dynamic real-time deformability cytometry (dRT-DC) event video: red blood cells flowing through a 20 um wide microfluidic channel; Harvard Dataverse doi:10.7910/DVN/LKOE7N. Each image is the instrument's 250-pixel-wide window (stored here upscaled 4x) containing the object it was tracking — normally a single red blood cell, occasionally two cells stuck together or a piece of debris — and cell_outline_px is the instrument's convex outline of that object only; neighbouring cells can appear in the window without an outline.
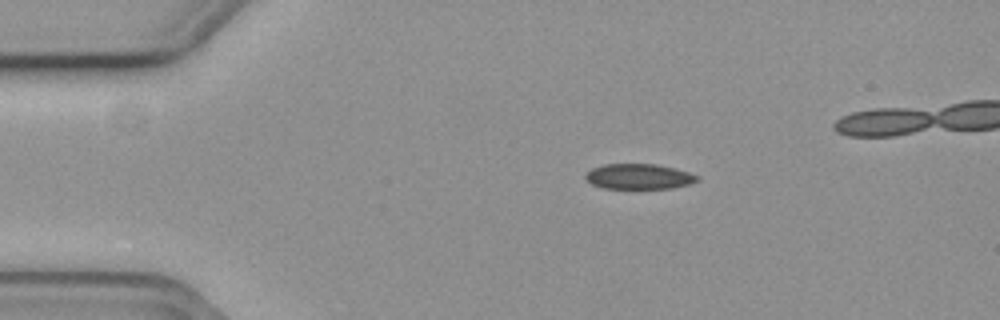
{"species": "common noctule bat (a hibernating species)", "species_latin": "Nyctalus noctula", "temperature_condition": "cold", "stored_images_in_passage": 41, "camera_frame_rate_fps": 3000, "um_per_image_px": 0.085, "animal": {"sex": "female", "body_mass_g": 19.3, "forearm_length_mm": 54.1}, "frame": {"image": 1, "passage_image": 1, "time_ms": 0.0, "image_size_px": [1000, 320], "cell_outline_px": [[700, 180], [688, 184], [672, 188], [604, 188], [592, 184], [584, 176], [592, 168], [604, 164], [656, 164], [676, 168], [700, 176]], "centroid_in_image_um": [54.34, 14.99], "position_along_channel_um": 30.7, "area_um2": 16.42}}
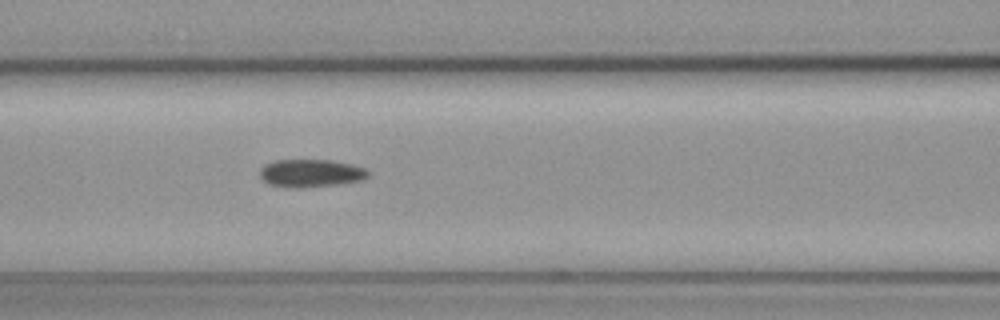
{"frame": {"image": 2, "passage_image": 14, "time_ms": 4.333, "image_size_px": [1000, 320], "cell_outline_px": [[368, 176], [364, 180], [340, 184], [268, 184], [260, 176], [260, 168], [264, 164], [276, 160], [328, 160], [348, 164], [364, 168], [368, 172]], "centroid_in_image_um": [26.44, 14.66], "position_along_channel_um": 140.2, "area_um2": 16.36}}
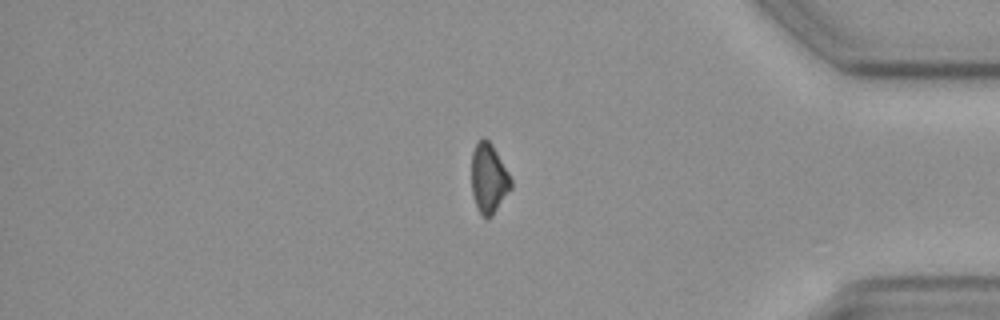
{"frame": {"image": 3, "passage_image": 37, "time_ms": 12.0, "image_size_px": [1000, 320], "cell_outline_px": [[512, 188], [492, 216], [484, 216], [476, 208], [472, 192], [472, 152], [476, 144], [484, 136], [492, 144], [508, 172], [512, 180]], "centroid_in_image_um": [41.55, 15.16], "position_along_channel_um": 393.7, "area_um2": 15.9}, "authors_computed_cell_mechanics": {"area_um2": 17.051, "velocity_mm_per_s": 3.6975, "shape_relaxation_time_tau1_ms": 5.6292, "shape_relaxation_time_tau2_ms": 8.3203, "deformation_change_tau1": 0.1198, "deformation_change_tau2": 0.1461}}